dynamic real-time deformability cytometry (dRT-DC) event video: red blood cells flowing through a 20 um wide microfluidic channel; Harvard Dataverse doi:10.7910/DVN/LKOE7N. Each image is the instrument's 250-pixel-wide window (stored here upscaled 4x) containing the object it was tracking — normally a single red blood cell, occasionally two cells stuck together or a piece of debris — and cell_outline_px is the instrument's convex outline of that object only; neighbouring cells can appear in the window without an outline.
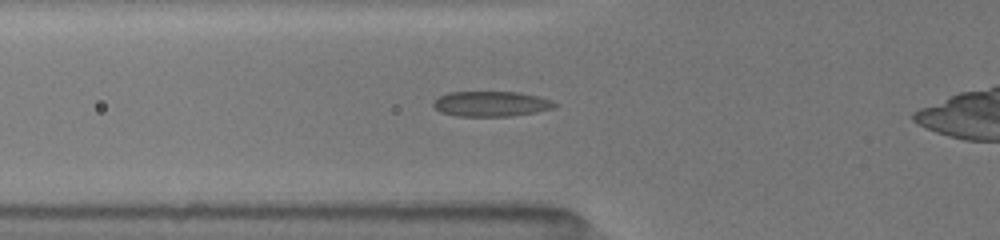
{"species": "common noctule bat (a hibernating species)", "species_latin": "Nyctalus noctula", "temperature_condition": "room temperature", "stored_images_in_passage": 20, "camera_frame_rate_fps": 3000, "um_per_image_px": 0.085, "animal": {"sex": "female", "body_mass_g": 19.5, "forearm_length_mm": 54.1}, "frame": {"image": 1, "passage_image": 13, "time_ms": 4.667, "image_size_px": [1000, 240], "cell_outline_px": [[556, 104], [552, 108], [536, 112], [512, 116], [456, 116], [440, 112], [432, 108], [432, 100], [448, 92], [520, 92], [552, 100]], "centroid_in_image_um": [41.67, 8.83], "position_along_channel_um": 84.1, "area_um2": 17.92}}
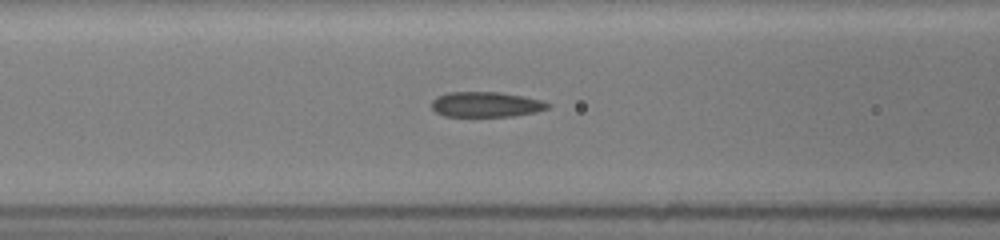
{"frame": {"image": 2, "passage_image": 16, "time_ms": 5.667, "image_size_px": [1000, 240], "cell_outline_px": [[552, 104], [548, 108], [536, 112], [512, 116], [444, 116], [436, 112], [432, 108], [432, 100], [436, 96], [448, 92], [500, 92], [540, 100]], "centroid_in_image_um": [41.28, 8.88], "position_along_channel_um": 125.3, "area_um2": 16.99}}
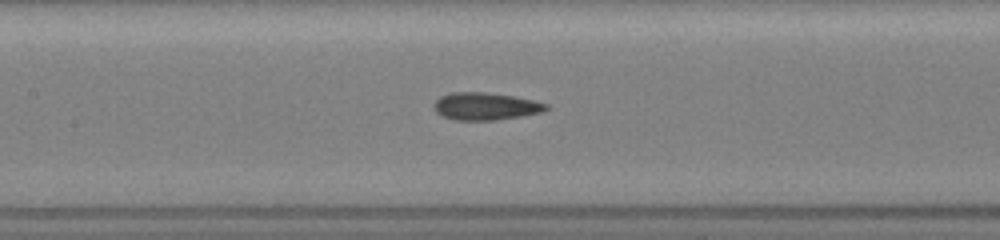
{"frame": {"image": 3, "passage_image": 19, "time_ms": 6.667, "image_size_px": [1000, 240], "cell_outline_px": [[548, 108], [540, 112], [520, 116], [496, 120], [456, 120], [444, 116], [436, 112], [436, 100], [440, 96], [452, 92], [484, 92], [512, 96], [532, 100], [548, 104]], "centroid_in_image_um": [41.26, 9.03], "position_along_channel_um": 166.1, "area_um2": 17.57}}